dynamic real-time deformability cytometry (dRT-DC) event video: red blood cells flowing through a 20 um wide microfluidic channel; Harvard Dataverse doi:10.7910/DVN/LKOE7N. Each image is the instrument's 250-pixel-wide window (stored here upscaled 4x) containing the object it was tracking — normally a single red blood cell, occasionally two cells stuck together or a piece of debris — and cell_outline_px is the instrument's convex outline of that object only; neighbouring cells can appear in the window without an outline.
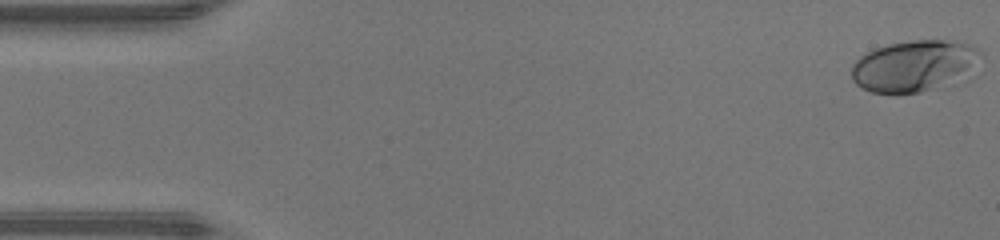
{"species": "human", "species_latin": "Homo sapiens", "temperature_condition": "warm", "stored_images_in_passage": 48, "camera_frame_rate_fps": 3000, "um_per_image_px": 0.085, "donor": {"sex": "male"}, "frame": {"image": 1, "passage_image": 1, "time_ms": 0.0, "image_size_px": [1000, 240], "cell_outline_px": [[984, 56], [972, 80], [964, 84], [920, 92], [896, 96], [872, 92], [856, 84], [852, 80], [852, 64], [860, 56], [876, 48], [888, 44], [912, 40], [956, 40], [972, 44]], "centroid_in_image_um": [77.9, 5.66], "position_along_channel_um": 7.1, "area_um2": 41.1}}
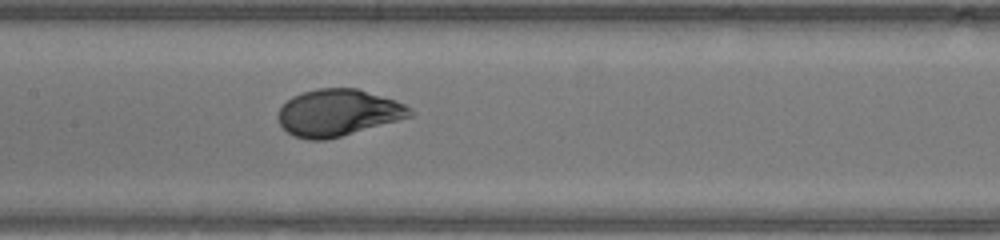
{"frame": {"image": 2, "passage_image": 23, "time_ms": 7.333, "image_size_px": [1000, 240], "cell_outline_px": [[416, 116], [340, 136], [324, 140], [308, 140], [292, 136], [280, 124], [276, 116], [280, 108], [292, 96], [316, 88], [356, 88], [396, 100], [412, 108], [416, 112]], "centroid_in_image_um": [28.77, 9.58], "position_along_channel_um": 178.6, "area_um2": 36.18}}
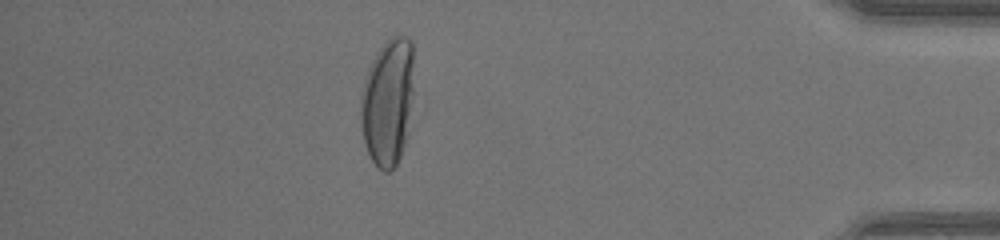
{"frame": {"image": 3, "passage_image": 42, "time_ms": 13.667, "image_size_px": [1000, 240], "cell_outline_px": [[412, 92], [408, 136], [400, 156], [396, 164], [388, 172], [384, 172], [372, 160], [364, 144], [360, 124], [360, 92], [364, 76], [376, 52], [396, 32], [408, 36], [412, 40]], "centroid_in_image_um": [32.94, 8.63], "position_along_channel_um": 402.3, "area_um2": 40.0}, "authors_computed_cell_mechanics": {"area_um2": 35.8938, "velocity_mm_per_s": 4.3132, "shape_relaxation_time_tau1_ms": 5.3296, "shape_relaxation_time_tau2_ms": null, "deformation_change_tau1": 0.2739, "deformation_change_tau2": null}}